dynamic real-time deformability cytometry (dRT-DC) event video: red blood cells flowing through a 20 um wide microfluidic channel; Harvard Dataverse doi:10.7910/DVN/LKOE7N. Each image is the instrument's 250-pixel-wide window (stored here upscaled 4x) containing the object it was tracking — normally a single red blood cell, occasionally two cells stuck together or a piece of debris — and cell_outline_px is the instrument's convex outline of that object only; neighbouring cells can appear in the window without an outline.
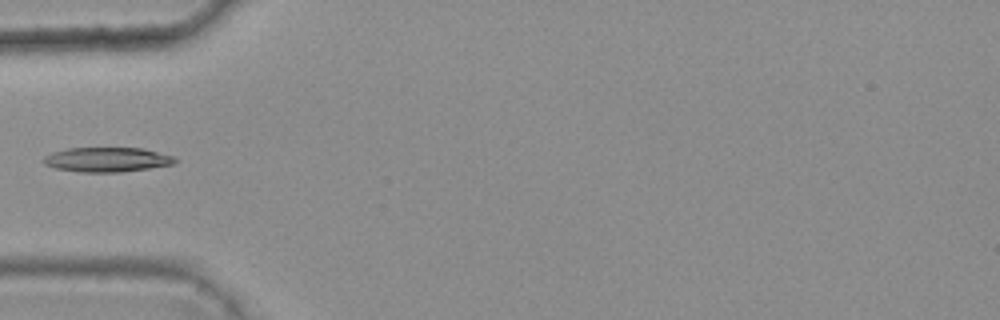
{"species": "common noctule bat (a hibernating species)", "species_latin": "Nyctalus noctula", "temperature_condition": "warm", "stored_images_in_passage": 4, "camera_frame_rate_fps": 3000, "um_per_image_px": 0.085, "animal": {"sex": "female", "body_mass_g": 25.1}, "frame": {"image": 1, "passage_image": 4, "time_ms": 1.0, "image_size_px": [1000, 320], "cell_outline_px": [[180, 160], [172, 164], [148, 168], [120, 172], [80, 172], [56, 168], [44, 164], [40, 160], [44, 156], [52, 152], [68, 148], [144, 148], [172, 156]], "centroid_in_image_um": [9.06, 13.56], "position_along_channel_um": 75.9, "area_um2": 18.84}}